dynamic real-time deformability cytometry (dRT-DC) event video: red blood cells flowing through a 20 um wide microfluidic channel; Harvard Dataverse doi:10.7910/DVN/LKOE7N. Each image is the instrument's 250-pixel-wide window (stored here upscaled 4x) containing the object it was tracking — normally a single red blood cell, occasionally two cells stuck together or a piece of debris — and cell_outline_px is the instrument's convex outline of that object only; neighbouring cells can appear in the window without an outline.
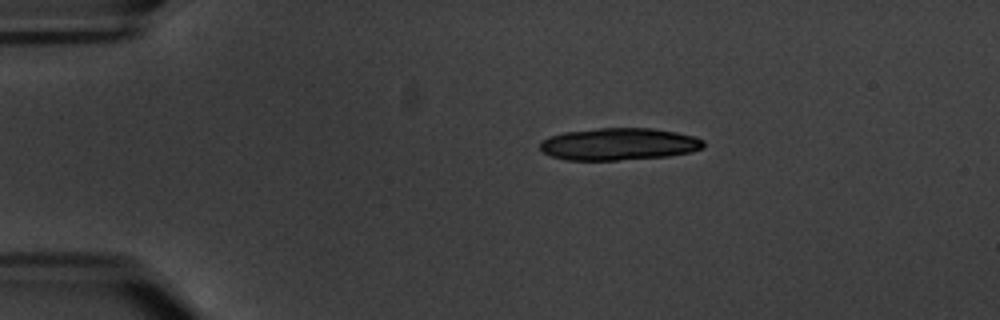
{"species": "common noctule bat (a hibernating species)", "species_latin": "Nyctalus noctula", "temperature_condition": "warm", "stored_images_in_passage": 4, "camera_frame_rate_fps": 3000, "um_per_image_px": 0.085, "animal": {"sex": "male", "body_mass_g": 20.1, "forearm_length_mm": 53.5}, "frame": {"image": 1, "passage_image": 1, "time_ms": 0.0, "image_size_px": [1000, 320], "cell_outline_px": [[704, 148], [692, 152], [668, 156], [616, 160], [568, 160], [552, 156], [544, 152], [540, 148], [540, 140], [548, 136], [564, 132], [600, 128], [652, 128], [676, 132], [692, 136], [704, 140]], "centroid_in_image_um": [52.6, 12.24], "position_along_channel_um": 32.4, "area_um2": 30.69}}